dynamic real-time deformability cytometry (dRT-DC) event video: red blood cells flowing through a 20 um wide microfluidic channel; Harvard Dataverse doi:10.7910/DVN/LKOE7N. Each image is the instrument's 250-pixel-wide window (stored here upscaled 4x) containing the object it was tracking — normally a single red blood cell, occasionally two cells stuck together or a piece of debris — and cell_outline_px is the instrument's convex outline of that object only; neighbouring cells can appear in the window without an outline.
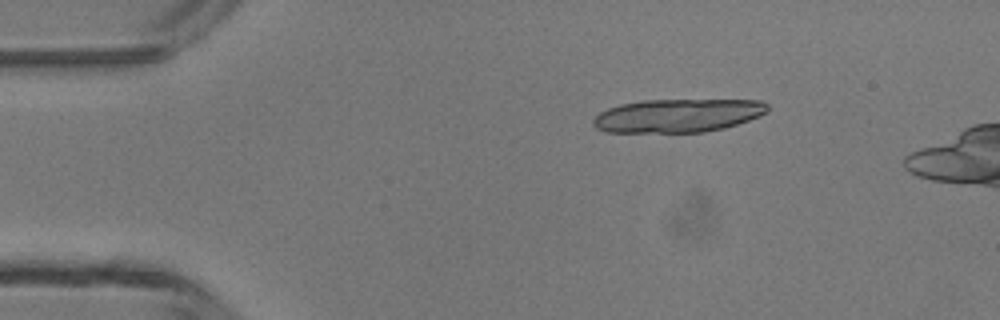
{"species": "common noctule bat (a hibernating species)", "species_latin": "Nyctalus noctula", "temperature_condition": "room temperature", "stored_images_in_passage": 4, "camera_frame_rate_fps": 3000, "um_per_image_px": 0.085, "animal": {"sex": "male", "body_mass_g": 13.3}, "frame": {"image": 1, "passage_image": 2, "time_ms": 1.0, "image_size_px": [1000, 320], "cell_outline_px": [[768, 112], [760, 116], [724, 128], [704, 132], [604, 132], [596, 128], [592, 124], [592, 120], [600, 112], [608, 108], [620, 104], [644, 100], [760, 100], [768, 104]], "centroid_in_image_um": [57.6, 9.82], "position_along_channel_um": 27.4, "area_um2": 33.99}}